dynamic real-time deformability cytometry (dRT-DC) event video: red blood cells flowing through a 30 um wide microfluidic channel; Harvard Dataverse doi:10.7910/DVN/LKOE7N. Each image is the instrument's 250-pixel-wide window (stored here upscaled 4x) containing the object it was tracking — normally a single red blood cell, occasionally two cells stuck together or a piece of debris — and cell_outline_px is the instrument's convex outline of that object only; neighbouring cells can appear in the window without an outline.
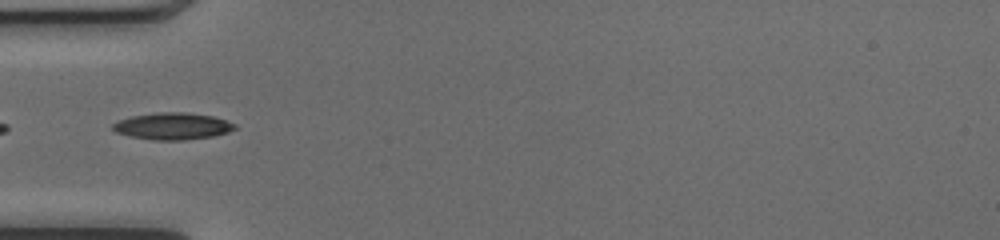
{"species": "common noctule bat (a hibernating species)", "species_latin": "Nyctalus noctula", "temperature_condition": "cold", "stored_images_in_passage": 33, "camera_frame_rate_fps": 3000, "um_per_image_px": 0.085, "animal": {"sex": "female", "body_mass_g": 17.0, "forearm_length_mm": 48.0}, "frame": {"image": 1, "passage_image": 1, "time_ms": 0.0, "image_size_px": [1000, 240], "cell_outline_px": [[236, 128], [228, 132], [212, 136], [184, 140], [152, 140], [132, 136], [116, 132], [112, 128], [112, 124], [120, 120], [132, 116], [160, 112], [184, 112], [212, 116], [236, 124]], "centroid_in_image_um": [14.67, 10.72], "position_along_channel_um": 70.3, "area_um2": 18.84}}
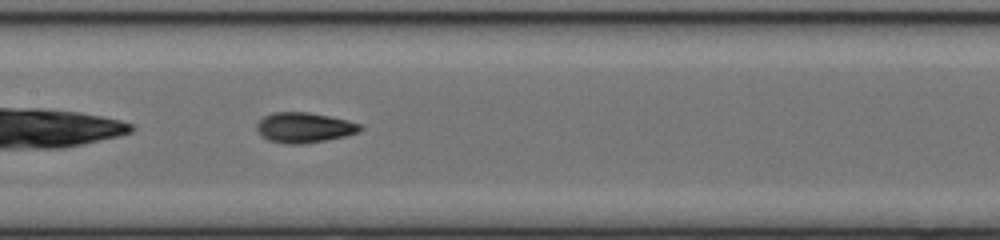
{"frame": {"image": 2, "passage_image": 9, "time_ms": 2.667, "image_size_px": [1000, 240], "cell_outline_px": [[364, 128], [360, 132], [344, 136], [304, 144], [284, 144], [268, 140], [260, 136], [256, 128], [256, 124], [264, 116], [272, 112], [308, 112], [348, 120], [360, 124]], "centroid_in_image_um": [25.83, 10.85], "position_along_channel_um": 181.6, "area_um2": 18.32}}
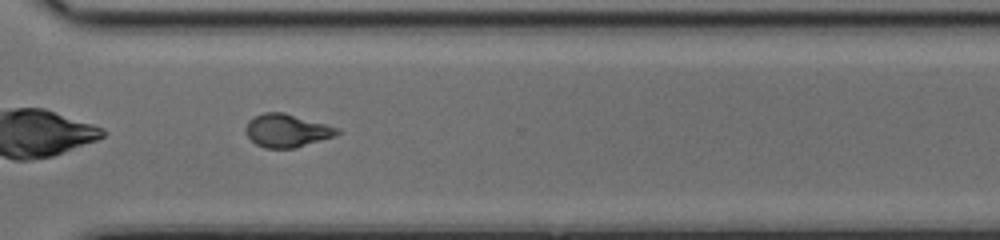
{"frame": {"image": 3, "passage_image": 21, "time_ms": 6.667, "image_size_px": [1000, 240], "cell_outline_px": [[340, 132], [332, 136], [292, 148], [264, 148], [256, 144], [244, 132], [244, 128], [248, 120], [264, 112], [284, 112], [340, 128]], "centroid_in_image_um": [24.32, 11.08], "position_along_channel_um": 346.3, "area_um2": 17.4}, "authors_computed_cell_mechanics": {"area_um2": 17.3978, "velocity_mm_per_s": 4.1259, "shape_relaxation_time_tau1_ms": 3.1188, "shape_relaxation_time_tau2_ms": 1.3126, "deformation_change_tau1": 0.1602, "deformation_change_tau2": 0.0679}}